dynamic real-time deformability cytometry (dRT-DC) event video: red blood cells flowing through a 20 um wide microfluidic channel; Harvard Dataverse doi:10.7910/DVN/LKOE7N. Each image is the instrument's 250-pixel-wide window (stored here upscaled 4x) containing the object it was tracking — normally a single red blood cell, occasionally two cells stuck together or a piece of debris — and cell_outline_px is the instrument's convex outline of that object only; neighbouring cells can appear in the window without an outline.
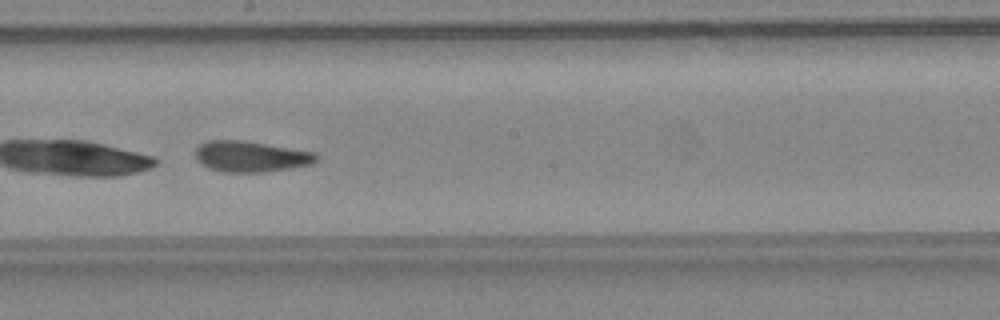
{"species": "common noctule bat (a hibernating species)", "species_latin": "Nyctalus noctula", "temperature_condition": "warm", "stored_images_in_passage": 48, "camera_frame_rate_fps": 3000, "um_per_image_px": 0.085, "animal": {"sex": "female", "body_mass_g": 24.6, "forearm_length_mm": 56.2}, "frame": {"image": 1, "passage_image": 30, "time_ms": 9.667, "image_size_px": [1000, 320], "cell_outline_px": [[320, 156], [312, 164], [264, 172], [220, 172], [208, 168], [196, 160], [196, 148], [200, 144], [208, 140], [240, 140], [316, 152]], "centroid_in_image_um": [21.3, 13.3], "position_along_channel_um": 226.9, "area_um2": 21.73}}